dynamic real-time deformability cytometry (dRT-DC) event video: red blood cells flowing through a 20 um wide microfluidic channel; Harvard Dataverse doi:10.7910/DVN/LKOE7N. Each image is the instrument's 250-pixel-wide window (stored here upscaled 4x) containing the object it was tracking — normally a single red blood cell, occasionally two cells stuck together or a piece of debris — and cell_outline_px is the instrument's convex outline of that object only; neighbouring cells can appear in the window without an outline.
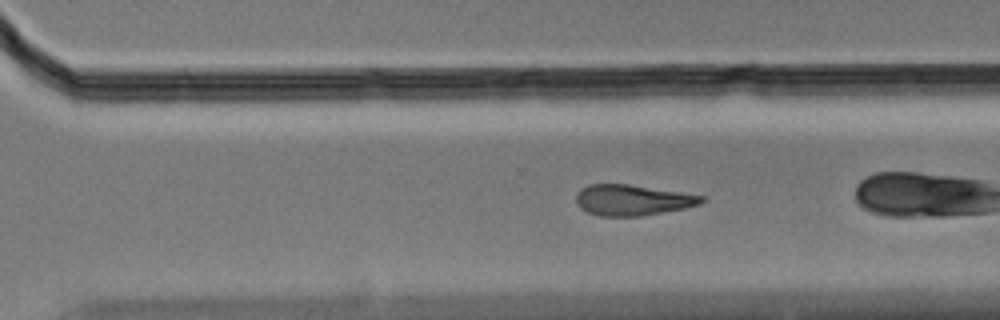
{"species": "Egyptian fruit bat (a non-hibernating species)", "species_latin": "Rousettus aegyptiacus", "temperature_condition": "cold", "stored_images_in_passage": 56, "camera_frame_rate_fps": 3000, "um_per_image_px": 0.085, "animal": {"sex": "male"}, "frame": {"image": 1, "passage_image": 37, "time_ms": 12.0, "image_size_px": [1000, 320], "cell_outline_px": [[708, 200], [700, 204], [684, 208], [640, 216], [600, 216], [588, 212], [580, 208], [576, 204], [576, 192], [580, 188], [588, 184], [628, 184], [680, 192], [704, 196]], "centroid_in_image_um": [53.73, 17.0], "position_along_channel_um": 316.9, "area_um2": 22.54}, "authors_computed_cell_mechanics": {"area_um2": 24.9118, "velocity_mm_per_s": 3.4549, "shape_relaxation_time_tau1_ms": 5.5922, "shape_relaxation_time_tau2_ms": null, "deformation_change_tau1": 0.1749, "deformation_change_tau2": null}}